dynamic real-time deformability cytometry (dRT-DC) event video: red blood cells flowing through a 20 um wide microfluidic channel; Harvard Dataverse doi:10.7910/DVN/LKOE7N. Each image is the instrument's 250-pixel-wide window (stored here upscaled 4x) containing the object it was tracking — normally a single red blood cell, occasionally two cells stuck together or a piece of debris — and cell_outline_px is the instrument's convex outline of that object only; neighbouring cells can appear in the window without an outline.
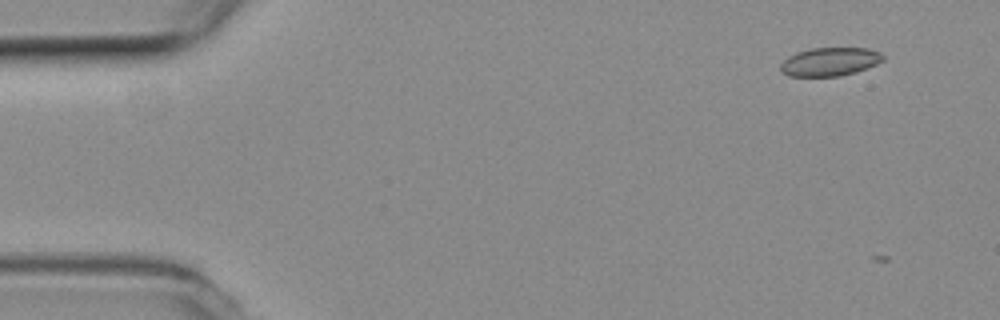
{"species": "common noctule bat (a hibernating species)", "species_latin": "Nyctalus noctula", "temperature_condition": "room temperature", "stored_images_in_passage": 10, "camera_frame_rate_fps": 3000, "um_per_image_px": 0.085, "animal": {"sex": "female", "body_mass_g": 19.3, "forearm_length_mm": 54.1}, "frame": {"image": 1, "passage_image": 5, "time_ms": 1.333, "image_size_px": [1000, 320], "cell_outline_px": [[884, 60], [876, 64], [856, 72], [840, 76], [788, 76], [780, 72], [780, 64], [788, 56], [796, 52], [812, 48], [868, 48], [880, 52], [884, 56]], "centroid_in_image_um": [70.52, 5.25], "position_along_channel_um": 14.5, "area_um2": 17.11}}